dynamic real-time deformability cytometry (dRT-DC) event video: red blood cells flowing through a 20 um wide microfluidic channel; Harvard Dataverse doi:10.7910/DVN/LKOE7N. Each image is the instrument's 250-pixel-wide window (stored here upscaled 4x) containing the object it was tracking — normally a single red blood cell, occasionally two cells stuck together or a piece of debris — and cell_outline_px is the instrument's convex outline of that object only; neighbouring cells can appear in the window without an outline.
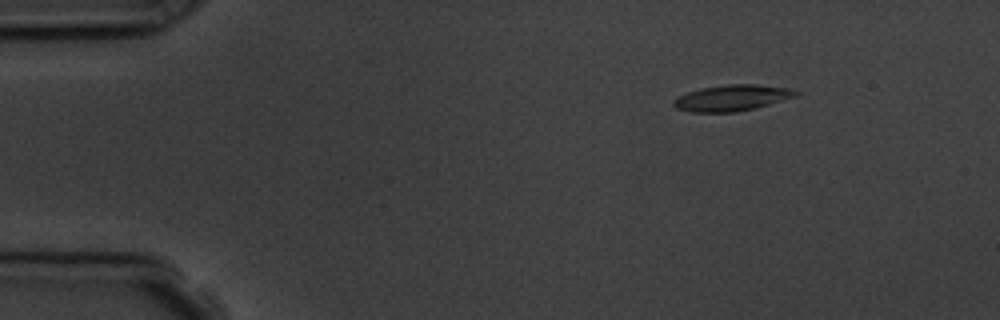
{"species": "common noctule bat (a hibernating species)", "species_latin": "Nyctalus noctula", "temperature_condition": "room temperature", "stored_images_in_passage": 3, "camera_frame_rate_fps": 3000, "um_per_image_px": 0.085, "animal": {"sex": "male", "body_mass_g": 19.5, "forearm_length_mm": 54.6}, "frame": {"image": 1, "passage_image": 3, "time_ms": 3.0, "image_size_px": [1000, 320], "cell_outline_px": [[800, 92], [796, 96], [756, 108], [736, 112], [692, 112], [676, 108], [672, 104], [672, 100], [676, 96], [688, 92], [704, 88], [728, 84], [756, 84], [788, 88]], "centroid_in_image_um": [62.19, 8.32], "position_along_channel_um": 22.8, "area_um2": 18.5}}